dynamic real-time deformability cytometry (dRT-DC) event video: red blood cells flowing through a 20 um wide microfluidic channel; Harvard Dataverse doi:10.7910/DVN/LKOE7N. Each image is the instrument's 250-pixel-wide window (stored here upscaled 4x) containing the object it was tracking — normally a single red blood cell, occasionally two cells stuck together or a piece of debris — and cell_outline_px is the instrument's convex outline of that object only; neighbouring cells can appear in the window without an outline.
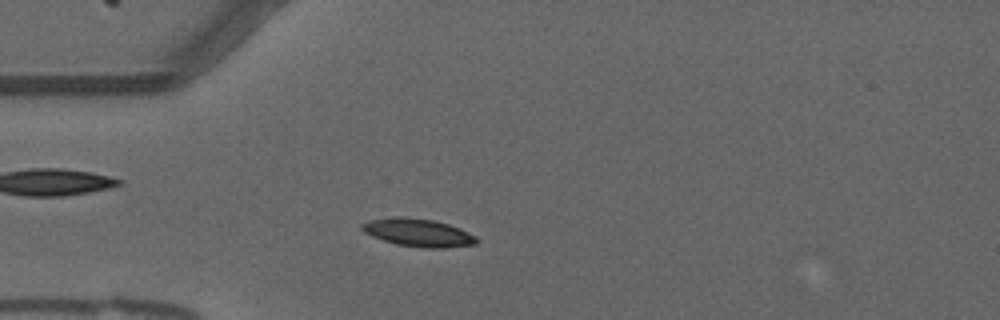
{"species": "common noctule bat (a hibernating species)", "species_latin": "Nyctalus noctula", "temperature_condition": "warm", "stored_images_in_passage": 20, "camera_frame_rate_fps": 3000, "um_per_image_px": 0.085, "animal": {"sex": "male", "forearm_length_mm": 52.5}, "frame": {"image": 1, "passage_image": 11, "time_ms": 3.333, "image_size_px": [1000, 320], "cell_outline_px": [[480, 240], [476, 244], [448, 248], [424, 248], [396, 244], [372, 236], [364, 232], [360, 228], [360, 224], [368, 220], [400, 216], [432, 220], [448, 224], [460, 228], [476, 236]], "centroid_in_image_um": [35.56, 19.78], "position_along_channel_um": 49.4, "area_um2": 18.73}}